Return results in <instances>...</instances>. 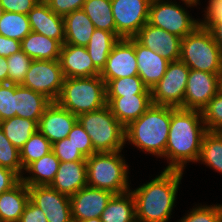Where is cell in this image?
<instances>
[{"label": "cell", "mask_w": 222, "mask_h": 222, "mask_svg": "<svg viewBox=\"0 0 222 222\" xmlns=\"http://www.w3.org/2000/svg\"><path fill=\"white\" fill-rule=\"evenodd\" d=\"M206 132L201 111L171 107L170 130L163 155L170 163L165 169L183 171L187 162H197Z\"/></svg>", "instance_id": "cell-1"}, {"label": "cell", "mask_w": 222, "mask_h": 222, "mask_svg": "<svg viewBox=\"0 0 222 222\" xmlns=\"http://www.w3.org/2000/svg\"><path fill=\"white\" fill-rule=\"evenodd\" d=\"M183 171L164 169L159 176L131 190L137 222H167L175 205Z\"/></svg>", "instance_id": "cell-2"}, {"label": "cell", "mask_w": 222, "mask_h": 222, "mask_svg": "<svg viewBox=\"0 0 222 222\" xmlns=\"http://www.w3.org/2000/svg\"><path fill=\"white\" fill-rule=\"evenodd\" d=\"M171 107L152 104L138 119L125 127V142L163 157L170 130Z\"/></svg>", "instance_id": "cell-3"}, {"label": "cell", "mask_w": 222, "mask_h": 222, "mask_svg": "<svg viewBox=\"0 0 222 222\" xmlns=\"http://www.w3.org/2000/svg\"><path fill=\"white\" fill-rule=\"evenodd\" d=\"M75 116L101 109L106 102V83L98 76L64 78L62 89L55 101Z\"/></svg>", "instance_id": "cell-4"}, {"label": "cell", "mask_w": 222, "mask_h": 222, "mask_svg": "<svg viewBox=\"0 0 222 222\" xmlns=\"http://www.w3.org/2000/svg\"><path fill=\"white\" fill-rule=\"evenodd\" d=\"M120 152L94 153L86 158L87 186L113 194L130 191L128 166Z\"/></svg>", "instance_id": "cell-5"}, {"label": "cell", "mask_w": 222, "mask_h": 222, "mask_svg": "<svg viewBox=\"0 0 222 222\" xmlns=\"http://www.w3.org/2000/svg\"><path fill=\"white\" fill-rule=\"evenodd\" d=\"M180 60L189 69L212 74L222 72V52L208 28L198 26L181 39Z\"/></svg>", "instance_id": "cell-6"}, {"label": "cell", "mask_w": 222, "mask_h": 222, "mask_svg": "<svg viewBox=\"0 0 222 222\" xmlns=\"http://www.w3.org/2000/svg\"><path fill=\"white\" fill-rule=\"evenodd\" d=\"M77 121L88 133L96 153L123 149L125 127L115 118L108 105L79 115Z\"/></svg>", "instance_id": "cell-7"}, {"label": "cell", "mask_w": 222, "mask_h": 222, "mask_svg": "<svg viewBox=\"0 0 222 222\" xmlns=\"http://www.w3.org/2000/svg\"><path fill=\"white\" fill-rule=\"evenodd\" d=\"M148 23L181 39L200 25L183 7L169 0H151Z\"/></svg>", "instance_id": "cell-8"}, {"label": "cell", "mask_w": 222, "mask_h": 222, "mask_svg": "<svg viewBox=\"0 0 222 222\" xmlns=\"http://www.w3.org/2000/svg\"><path fill=\"white\" fill-rule=\"evenodd\" d=\"M189 71L180 59L170 62L164 76L151 88L152 104L181 108Z\"/></svg>", "instance_id": "cell-9"}, {"label": "cell", "mask_w": 222, "mask_h": 222, "mask_svg": "<svg viewBox=\"0 0 222 222\" xmlns=\"http://www.w3.org/2000/svg\"><path fill=\"white\" fill-rule=\"evenodd\" d=\"M63 82L64 75L59 60H33L21 85L42 93L55 102Z\"/></svg>", "instance_id": "cell-10"}, {"label": "cell", "mask_w": 222, "mask_h": 222, "mask_svg": "<svg viewBox=\"0 0 222 222\" xmlns=\"http://www.w3.org/2000/svg\"><path fill=\"white\" fill-rule=\"evenodd\" d=\"M151 0H111L116 36L134 37L148 22Z\"/></svg>", "instance_id": "cell-11"}, {"label": "cell", "mask_w": 222, "mask_h": 222, "mask_svg": "<svg viewBox=\"0 0 222 222\" xmlns=\"http://www.w3.org/2000/svg\"><path fill=\"white\" fill-rule=\"evenodd\" d=\"M138 75L135 38H120L113 46L102 71L101 78L109 80Z\"/></svg>", "instance_id": "cell-12"}, {"label": "cell", "mask_w": 222, "mask_h": 222, "mask_svg": "<svg viewBox=\"0 0 222 222\" xmlns=\"http://www.w3.org/2000/svg\"><path fill=\"white\" fill-rule=\"evenodd\" d=\"M220 76L190 69L181 108L201 111L221 88Z\"/></svg>", "instance_id": "cell-13"}, {"label": "cell", "mask_w": 222, "mask_h": 222, "mask_svg": "<svg viewBox=\"0 0 222 222\" xmlns=\"http://www.w3.org/2000/svg\"><path fill=\"white\" fill-rule=\"evenodd\" d=\"M29 200L40 208L48 222H73L70 197L50 186L28 187Z\"/></svg>", "instance_id": "cell-14"}, {"label": "cell", "mask_w": 222, "mask_h": 222, "mask_svg": "<svg viewBox=\"0 0 222 222\" xmlns=\"http://www.w3.org/2000/svg\"><path fill=\"white\" fill-rule=\"evenodd\" d=\"M113 195L107 190L83 187L70 197L73 221L100 218Z\"/></svg>", "instance_id": "cell-15"}, {"label": "cell", "mask_w": 222, "mask_h": 222, "mask_svg": "<svg viewBox=\"0 0 222 222\" xmlns=\"http://www.w3.org/2000/svg\"><path fill=\"white\" fill-rule=\"evenodd\" d=\"M134 38L143 46L159 53L168 61L180 59L181 38L148 22L138 31Z\"/></svg>", "instance_id": "cell-16"}, {"label": "cell", "mask_w": 222, "mask_h": 222, "mask_svg": "<svg viewBox=\"0 0 222 222\" xmlns=\"http://www.w3.org/2000/svg\"><path fill=\"white\" fill-rule=\"evenodd\" d=\"M76 122L77 116L52 102L38 122V131L54 144L66 138Z\"/></svg>", "instance_id": "cell-17"}, {"label": "cell", "mask_w": 222, "mask_h": 222, "mask_svg": "<svg viewBox=\"0 0 222 222\" xmlns=\"http://www.w3.org/2000/svg\"><path fill=\"white\" fill-rule=\"evenodd\" d=\"M59 62L64 78H81L100 75L86 47L73 44L61 46Z\"/></svg>", "instance_id": "cell-18"}, {"label": "cell", "mask_w": 222, "mask_h": 222, "mask_svg": "<svg viewBox=\"0 0 222 222\" xmlns=\"http://www.w3.org/2000/svg\"><path fill=\"white\" fill-rule=\"evenodd\" d=\"M31 31L57 40L61 45L65 40L64 19L53 12L44 0H40L27 14Z\"/></svg>", "instance_id": "cell-19"}, {"label": "cell", "mask_w": 222, "mask_h": 222, "mask_svg": "<svg viewBox=\"0 0 222 222\" xmlns=\"http://www.w3.org/2000/svg\"><path fill=\"white\" fill-rule=\"evenodd\" d=\"M135 54L138 65V76L151 90L164 76L170 61L159 53L148 49L135 39Z\"/></svg>", "instance_id": "cell-20"}, {"label": "cell", "mask_w": 222, "mask_h": 222, "mask_svg": "<svg viewBox=\"0 0 222 222\" xmlns=\"http://www.w3.org/2000/svg\"><path fill=\"white\" fill-rule=\"evenodd\" d=\"M49 186L61 194L73 196L87 186L86 161L60 162L55 178Z\"/></svg>", "instance_id": "cell-21"}, {"label": "cell", "mask_w": 222, "mask_h": 222, "mask_svg": "<svg viewBox=\"0 0 222 222\" xmlns=\"http://www.w3.org/2000/svg\"><path fill=\"white\" fill-rule=\"evenodd\" d=\"M115 118L126 127L138 119L151 105V94H136L123 97H106Z\"/></svg>", "instance_id": "cell-22"}, {"label": "cell", "mask_w": 222, "mask_h": 222, "mask_svg": "<svg viewBox=\"0 0 222 222\" xmlns=\"http://www.w3.org/2000/svg\"><path fill=\"white\" fill-rule=\"evenodd\" d=\"M52 103L44 94L15 84L16 116L39 122L45 109Z\"/></svg>", "instance_id": "cell-23"}, {"label": "cell", "mask_w": 222, "mask_h": 222, "mask_svg": "<svg viewBox=\"0 0 222 222\" xmlns=\"http://www.w3.org/2000/svg\"><path fill=\"white\" fill-rule=\"evenodd\" d=\"M63 19L64 43L86 47L96 28L83 9L75 10L64 16Z\"/></svg>", "instance_id": "cell-24"}, {"label": "cell", "mask_w": 222, "mask_h": 222, "mask_svg": "<svg viewBox=\"0 0 222 222\" xmlns=\"http://www.w3.org/2000/svg\"><path fill=\"white\" fill-rule=\"evenodd\" d=\"M28 201V186L21 180L12 189L0 195V221L19 222Z\"/></svg>", "instance_id": "cell-25"}, {"label": "cell", "mask_w": 222, "mask_h": 222, "mask_svg": "<svg viewBox=\"0 0 222 222\" xmlns=\"http://www.w3.org/2000/svg\"><path fill=\"white\" fill-rule=\"evenodd\" d=\"M61 46L57 40L34 31L21 41V50L32 60H59Z\"/></svg>", "instance_id": "cell-26"}, {"label": "cell", "mask_w": 222, "mask_h": 222, "mask_svg": "<svg viewBox=\"0 0 222 222\" xmlns=\"http://www.w3.org/2000/svg\"><path fill=\"white\" fill-rule=\"evenodd\" d=\"M102 222H137L133 193L114 194L100 217Z\"/></svg>", "instance_id": "cell-27"}, {"label": "cell", "mask_w": 222, "mask_h": 222, "mask_svg": "<svg viewBox=\"0 0 222 222\" xmlns=\"http://www.w3.org/2000/svg\"><path fill=\"white\" fill-rule=\"evenodd\" d=\"M60 160L54 152L44 155L39 160L31 163L25 171L31 176L21 177V180L28 186H49L55 178L58 171Z\"/></svg>", "instance_id": "cell-28"}, {"label": "cell", "mask_w": 222, "mask_h": 222, "mask_svg": "<svg viewBox=\"0 0 222 222\" xmlns=\"http://www.w3.org/2000/svg\"><path fill=\"white\" fill-rule=\"evenodd\" d=\"M119 38L113 33L101 29H95L89 40L86 50L93 61L94 66L101 72L108 55Z\"/></svg>", "instance_id": "cell-29"}, {"label": "cell", "mask_w": 222, "mask_h": 222, "mask_svg": "<svg viewBox=\"0 0 222 222\" xmlns=\"http://www.w3.org/2000/svg\"><path fill=\"white\" fill-rule=\"evenodd\" d=\"M0 128L10 142L20 150L30 137L38 131V123L33 120L14 116L3 120Z\"/></svg>", "instance_id": "cell-30"}, {"label": "cell", "mask_w": 222, "mask_h": 222, "mask_svg": "<svg viewBox=\"0 0 222 222\" xmlns=\"http://www.w3.org/2000/svg\"><path fill=\"white\" fill-rule=\"evenodd\" d=\"M82 9L91 19L96 29L113 32L116 35L111 0H85Z\"/></svg>", "instance_id": "cell-31"}, {"label": "cell", "mask_w": 222, "mask_h": 222, "mask_svg": "<svg viewBox=\"0 0 222 222\" xmlns=\"http://www.w3.org/2000/svg\"><path fill=\"white\" fill-rule=\"evenodd\" d=\"M198 160L222 173V132L207 131L204 134Z\"/></svg>", "instance_id": "cell-32"}, {"label": "cell", "mask_w": 222, "mask_h": 222, "mask_svg": "<svg viewBox=\"0 0 222 222\" xmlns=\"http://www.w3.org/2000/svg\"><path fill=\"white\" fill-rule=\"evenodd\" d=\"M30 32V22L26 14L4 11L0 19V34L2 36L21 42Z\"/></svg>", "instance_id": "cell-33"}, {"label": "cell", "mask_w": 222, "mask_h": 222, "mask_svg": "<svg viewBox=\"0 0 222 222\" xmlns=\"http://www.w3.org/2000/svg\"><path fill=\"white\" fill-rule=\"evenodd\" d=\"M132 94H151V90L138 75L109 80L106 83V97H123Z\"/></svg>", "instance_id": "cell-34"}, {"label": "cell", "mask_w": 222, "mask_h": 222, "mask_svg": "<svg viewBox=\"0 0 222 222\" xmlns=\"http://www.w3.org/2000/svg\"><path fill=\"white\" fill-rule=\"evenodd\" d=\"M52 151L51 142L39 131L34 133L20 149V162L22 169L39 160Z\"/></svg>", "instance_id": "cell-35"}, {"label": "cell", "mask_w": 222, "mask_h": 222, "mask_svg": "<svg viewBox=\"0 0 222 222\" xmlns=\"http://www.w3.org/2000/svg\"><path fill=\"white\" fill-rule=\"evenodd\" d=\"M207 131L222 132V89L201 110Z\"/></svg>", "instance_id": "cell-36"}, {"label": "cell", "mask_w": 222, "mask_h": 222, "mask_svg": "<svg viewBox=\"0 0 222 222\" xmlns=\"http://www.w3.org/2000/svg\"><path fill=\"white\" fill-rule=\"evenodd\" d=\"M0 166L13 170L22 177L20 150H18L5 136L0 128ZM22 171V172H21Z\"/></svg>", "instance_id": "cell-37"}, {"label": "cell", "mask_w": 222, "mask_h": 222, "mask_svg": "<svg viewBox=\"0 0 222 222\" xmlns=\"http://www.w3.org/2000/svg\"><path fill=\"white\" fill-rule=\"evenodd\" d=\"M32 61L22 50L7 57L8 83L21 85Z\"/></svg>", "instance_id": "cell-38"}, {"label": "cell", "mask_w": 222, "mask_h": 222, "mask_svg": "<svg viewBox=\"0 0 222 222\" xmlns=\"http://www.w3.org/2000/svg\"><path fill=\"white\" fill-rule=\"evenodd\" d=\"M178 222H222V205L198 206Z\"/></svg>", "instance_id": "cell-39"}, {"label": "cell", "mask_w": 222, "mask_h": 222, "mask_svg": "<svg viewBox=\"0 0 222 222\" xmlns=\"http://www.w3.org/2000/svg\"><path fill=\"white\" fill-rule=\"evenodd\" d=\"M67 137L85 158L96 153L88 133L78 121L74 124Z\"/></svg>", "instance_id": "cell-40"}, {"label": "cell", "mask_w": 222, "mask_h": 222, "mask_svg": "<svg viewBox=\"0 0 222 222\" xmlns=\"http://www.w3.org/2000/svg\"><path fill=\"white\" fill-rule=\"evenodd\" d=\"M0 112L2 120L16 116L15 84L0 83Z\"/></svg>", "instance_id": "cell-41"}, {"label": "cell", "mask_w": 222, "mask_h": 222, "mask_svg": "<svg viewBox=\"0 0 222 222\" xmlns=\"http://www.w3.org/2000/svg\"><path fill=\"white\" fill-rule=\"evenodd\" d=\"M52 151L60 162L86 161L68 137L52 144Z\"/></svg>", "instance_id": "cell-42"}, {"label": "cell", "mask_w": 222, "mask_h": 222, "mask_svg": "<svg viewBox=\"0 0 222 222\" xmlns=\"http://www.w3.org/2000/svg\"><path fill=\"white\" fill-rule=\"evenodd\" d=\"M49 8L59 16H66L69 13L83 8L85 0H44Z\"/></svg>", "instance_id": "cell-43"}, {"label": "cell", "mask_w": 222, "mask_h": 222, "mask_svg": "<svg viewBox=\"0 0 222 222\" xmlns=\"http://www.w3.org/2000/svg\"><path fill=\"white\" fill-rule=\"evenodd\" d=\"M40 0H0L4 11L28 14Z\"/></svg>", "instance_id": "cell-44"}, {"label": "cell", "mask_w": 222, "mask_h": 222, "mask_svg": "<svg viewBox=\"0 0 222 222\" xmlns=\"http://www.w3.org/2000/svg\"><path fill=\"white\" fill-rule=\"evenodd\" d=\"M21 181V177L11 169L0 166V195L12 189Z\"/></svg>", "instance_id": "cell-45"}, {"label": "cell", "mask_w": 222, "mask_h": 222, "mask_svg": "<svg viewBox=\"0 0 222 222\" xmlns=\"http://www.w3.org/2000/svg\"><path fill=\"white\" fill-rule=\"evenodd\" d=\"M200 26L208 28L222 52V17H205Z\"/></svg>", "instance_id": "cell-46"}, {"label": "cell", "mask_w": 222, "mask_h": 222, "mask_svg": "<svg viewBox=\"0 0 222 222\" xmlns=\"http://www.w3.org/2000/svg\"><path fill=\"white\" fill-rule=\"evenodd\" d=\"M19 222H48L43 211L30 200L26 204Z\"/></svg>", "instance_id": "cell-47"}, {"label": "cell", "mask_w": 222, "mask_h": 222, "mask_svg": "<svg viewBox=\"0 0 222 222\" xmlns=\"http://www.w3.org/2000/svg\"><path fill=\"white\" fill-rule=\"evenodd\" d=\"M21 50V42L0 34V56L9 57Z\"/></svg>", "instance_id": "cell-48"}, {"label": "cell", "mask_w": 222, "mask_h": 222, "mask_svg": "<svg viewBox=\"0 0 222 222\" xmlns=\"http://www.w3.org/2000/svg\"><path fill=\"white\" fill-rule=\"evenodd\" d=\"M205 17H222V0H209Z\"/></svg>", "instance_id": "cell-49"}, {"label": "cell", "mask_w": 222, "mask_h": 222, "mask_svg": "<svg viewBox=\"0 0 222 222\" xmlns=\"http://www.w3.org/2000/svg\"><path fill=\"white\" fill-rule=\"evenodd\" d=\"M0 83H8L7 58L0 56Z\"/></svg>", "instance_id": "cell-50"}, {"label": "cell", "mask_w": 222, "mask_h": 222, "mask_svg": "<svg viewBox=\"0 0 222 222\" xmlns=\"http://www.w3.org/2000/svg\"><path fill=\"white\" fill-rule=\"evenodd\" d=\"M182 1L187 5V7L199 4L198 3L199 0H182Z\"/></svg>", "instance_id": "cell-51"}, {"label": "cell", "mask_w": 222, "mask_h": 222, "mask_svg": "<svg viewBox=\"0 0 222 222\" xmlns=\"http://www.w3.org/2000/svg\"><path fill=\"white\" fill-rule=\"evenodd\" d=\"M73 222H102L100 218H92V219H87V220H82V221H73Z\"/></svg>", "instance_id": "cell-52"}, {"label": "cell", "mask_w": 222, "mask_h": 222, "mask_svg": "<svg viewBox=\"0 0 222 222\" xmlns=\"http://www.w3.org/2000/svg\"><path fill=\"white\" fill-rule=\"evenodd\" d=\"M3 13H4V9L0 4V19L2 18Z\"/></svg>", "instance_id": "cell-53"}, {"label": "cell", "mask_w": 222, "mask_h": 222, "mask_svg": "<svg viewBox=\"0 0 222 222\" xmlns=\"http://www.w3.org/2000/svg\"><path fill=\"white\" fill-rule=\"evenodd\" d=\"M220 84H221V89H222V72H221V76H220Z\"/></svg>", "instance_id": "cell-54"}, {"label": "cell", "mask_w": 222, "mask_h": 222, "mask_svg": "<svg viewBox=\"0 0 222 222\" xmlns=\"http://www.w3.org/2000/svg\"><path fill=\"white\" fill-rule=\"evenodd\" d=\"M3 120H2V115H1V112H0V123L2 122Z\"/></svg>", "instance_id": "cell-55"}]
</instances>
